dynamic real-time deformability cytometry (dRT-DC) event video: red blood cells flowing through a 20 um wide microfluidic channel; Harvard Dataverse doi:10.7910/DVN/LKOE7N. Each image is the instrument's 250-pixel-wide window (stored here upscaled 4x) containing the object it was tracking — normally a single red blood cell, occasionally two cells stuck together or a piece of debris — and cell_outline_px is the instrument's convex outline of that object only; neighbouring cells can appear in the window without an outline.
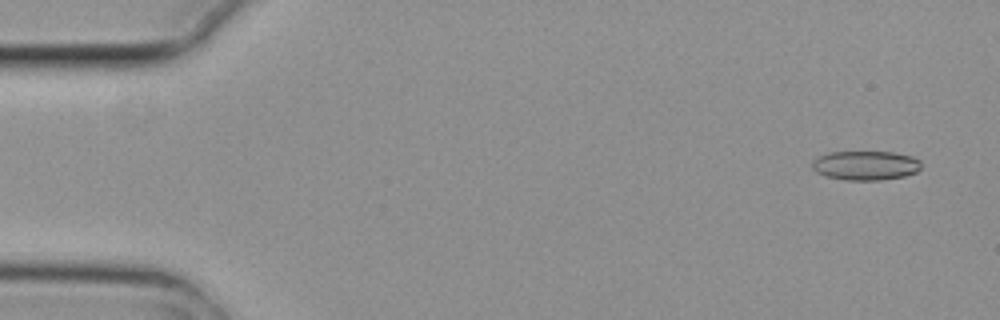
{"species": "common noctule bat (a hibernating species)", "species_latin": "Nyctalus noctula", "temperature_condition": "cold", "stored_images_in_passage": 5, "camera_frame_rate_fps": 3000, "um_per_image_px": 0.085, "animal": {"sex": "female", "body_mass_g": 29.2, "forearm_length_mm": 56.3}, "frame": {"image": 1, "passage_image": 1, "time_ms": 0.0, "image_size_px": [1000, 320], "cell_outline_px": [[920, 168], [916, 172], [904, 176], [880, 180], [844, 180], [824, 176], [816, 172], [812, 168], [812, 160], [820, 156], [832, 152], [896, 152], [912, 156], [920, 160]], "centroid_in_image_um": [73.57, 14.06], "position_along_channel_um": 11.4, "area_um2": 18.67}}